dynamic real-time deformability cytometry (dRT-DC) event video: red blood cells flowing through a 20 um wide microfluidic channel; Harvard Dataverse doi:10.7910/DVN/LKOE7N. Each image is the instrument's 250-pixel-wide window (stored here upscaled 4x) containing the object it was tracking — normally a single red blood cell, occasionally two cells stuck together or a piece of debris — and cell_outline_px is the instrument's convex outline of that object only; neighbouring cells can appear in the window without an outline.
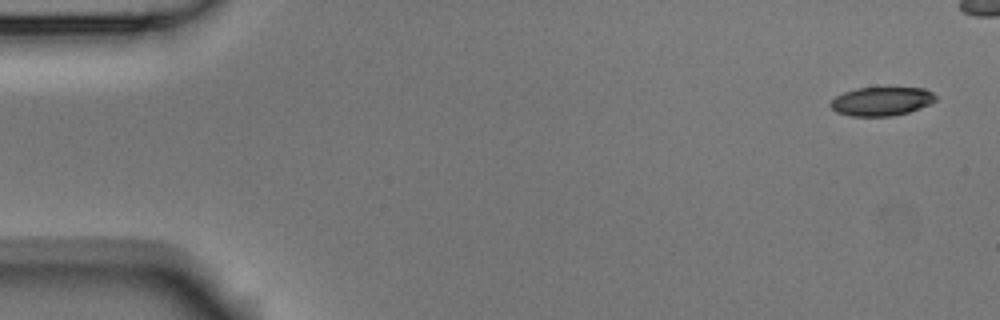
{"species": "Egyptian fruit bat (a non-hibernating species)", "species_latin": "Rousettus aegyptiacus", "temperature_condition": "room temperature", "stored_images_in_passage": 6, "camera_frame_rate_fps": 3000, "um_per_image_px": 0.085, "animal": {"sex": "male"}, "frame": {"image": 1, "passage_image": 1, "time_ms": 0.0, "image_size_px": [1000, 320], "cell_outline_px": [[936, 100], [920, 108], [908, 112], [892, 116], [852, 116], [836, 112], [828, 104], [836, 96], [844, 92], [856, 88], [924, 88], [932, 92], [936, 96]], "centroid_in_image_um": [74.91, 8.61], "position_along_channel_um": 10.1, "area_um2": 17.51}}